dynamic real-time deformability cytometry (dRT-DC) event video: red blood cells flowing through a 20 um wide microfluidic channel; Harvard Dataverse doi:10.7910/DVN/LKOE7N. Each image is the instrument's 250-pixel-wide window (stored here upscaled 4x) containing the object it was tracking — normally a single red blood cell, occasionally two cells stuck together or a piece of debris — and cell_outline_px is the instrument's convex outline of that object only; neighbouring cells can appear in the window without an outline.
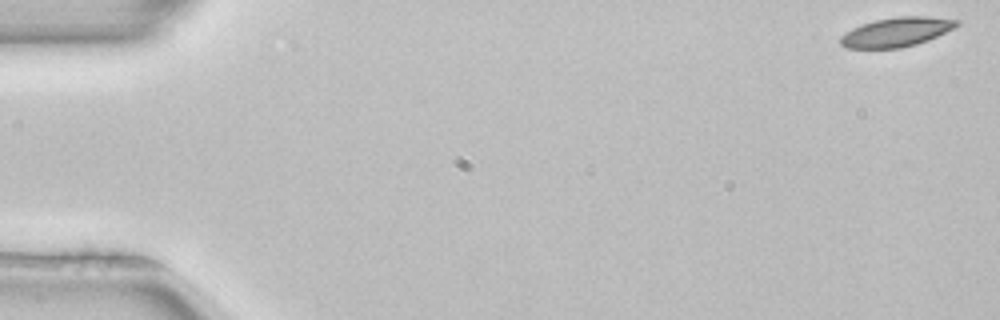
{"species": "common noctule bat (a hibernating species)", "species_latin": "Nyctalus noctula", "temperature_condition": "room temperature", "stored_images_in_passage": 52, "camera_frame_rate_fps": 3000, "um_per_image_px": 0.085, "animal": {"sex": "female", "body_mass_g": 22.7, "forearm_length_mm": 54.2}, "frame": {"image": 1, "passage_image": 1, "time_ms": 0.0, "image_size_px": [1000, 320], "cell_outline_px": [[960, 24], [928, 40], [916, 44], [900, 48], [844, 48], [840, 44], [840, 36], [852, 28], [876, 20], [896, 16], [928, 16], [960, 20]], "centroid_in_image_um": [76.19, 2.72], "position_along_channel_um": 8.8, "area_um2": 19.71}}
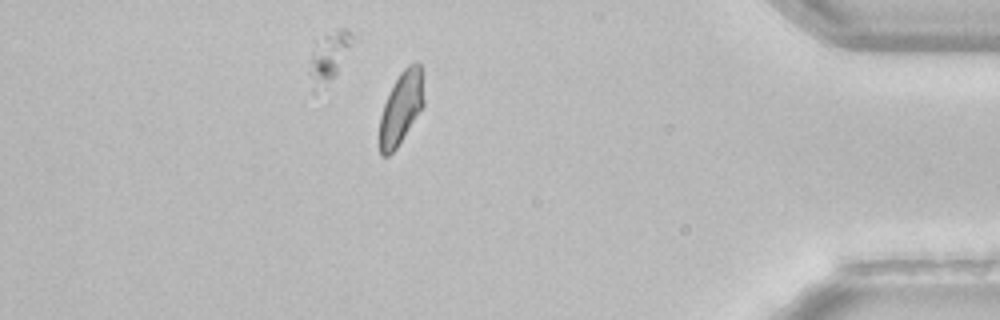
{"frame": {"image": 2, "passage_image": 45, "time_ms": 14.667, "image_size_px": [1000, 320], "cell_outline_px": [[424, 104], [396, 148], [388, 156], [380, 156], [380, 116], [384, 104], [400, 72], [408, 64], [420, 64], [424, 100]], "centroid_in_image_um": [34.08, 9.19], "position_along_channel_um": 401.1, "area_um2": 18.09}}
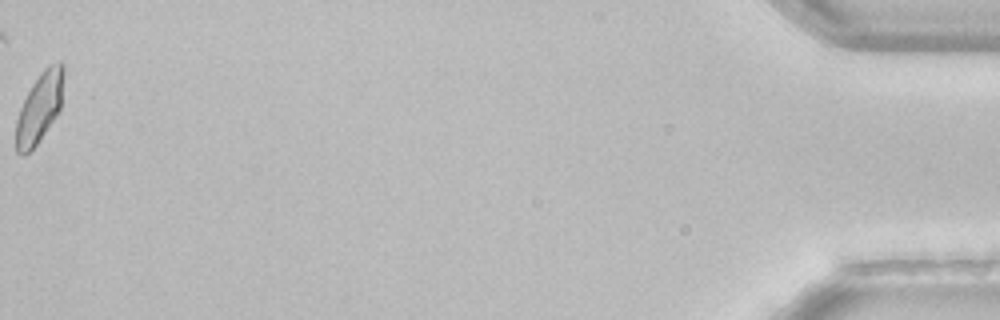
{"frame": {"image": 3, "passage_image": 52, "time_ms": 17.0, "image_size_px": [1000, 320], "cell_outline_px": [[64, 72], [60, 108], [56, 116], [36, 144], [24, 156], [20, 156], [16, 152], [16, 120], [20, 108], [32, 84], [40, 72], [48, 64], [60, 60], [64, 64]], "centroid_in_image_um": [3.36, 9.11], "position_along_channel_um": 431.8, "area_um2": 19.36}, "authors_computed_cell_mechanics": {"area_um2": 19.9988, "velocity_mm_per_s": 3.9542, "shape_relaxation_time_tau1_ms": 3.3647, "shape_relaxation_time_tau2_ms": null, "deformation_change_tau1": 0.1218, "deformation_change_tau2": null}}